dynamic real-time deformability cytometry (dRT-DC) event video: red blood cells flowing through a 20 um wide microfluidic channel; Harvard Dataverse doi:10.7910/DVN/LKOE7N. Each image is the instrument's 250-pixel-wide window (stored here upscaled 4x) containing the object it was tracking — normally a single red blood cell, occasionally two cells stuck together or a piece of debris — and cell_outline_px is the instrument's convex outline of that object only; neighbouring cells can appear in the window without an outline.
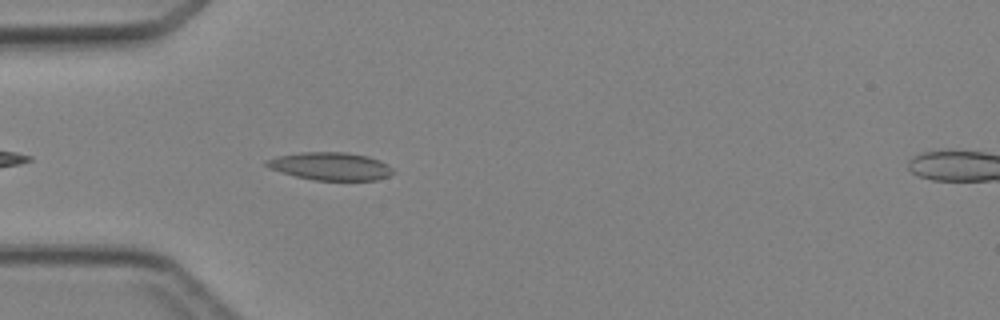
{"species": "Egyptian fruit bat (a non-hibernating species)", "species_latin": "Rousettus aegyptiacus", "temperature_condition": "cold", "stored_images_in_passage": 6, "camera_frame_rate_fps": 3000, "um_per_image_px": 0.085, "animal": {"sex": "female"}, "frame": {"image": 1, "passage_image": 3, "time_ms": 0.667, "image_size_px": [1000, 320], "cell_outline_px": [[396, 172], [388, 176], [376, 180], [312, 180], [296, 176], [272, 168], [264, 164], [264, 160], [276, 156], [300, 152], [348, 152], [368, 156], [380, 160], [392, 168]], "centroid_in_image_um": [28.11, 14.12], "position_along_channel_um": 56.9, "area_um2": 20.52}}